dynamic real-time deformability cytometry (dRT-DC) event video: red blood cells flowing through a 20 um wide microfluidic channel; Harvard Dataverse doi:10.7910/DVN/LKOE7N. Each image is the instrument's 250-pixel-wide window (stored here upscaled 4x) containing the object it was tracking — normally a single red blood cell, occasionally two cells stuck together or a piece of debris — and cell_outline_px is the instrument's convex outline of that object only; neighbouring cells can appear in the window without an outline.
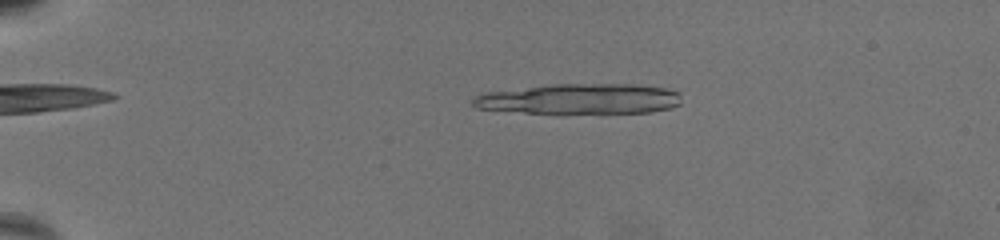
{"species": "common noctule bat (a hibernating species)", "species_latin": "Nyctalus noctula", "temperature_condition": "warm", "stored_images_in_passage": 53, "camera_frame_rate_fps": 3000, "um_per_image_px": 0.085, "animal": {"sex": "female", "body_mass_g": 19.5, "forearm_length_mm": 54.1}, "frame": {"image": 1, "passage_image": 15, "time_ms": 4.667, "image_size_px": [1000, 240], "cell_outline_px": [[680, 104], [668, 108], [648, 112], [524, 112], [476, 108], [472, 104], [472, 100], [476, 96], [484, 92], [552, 84], [636, 84], [664, 88], [680, 92]], "centroid_in_image_um": [49.27, 8.38], "position_along_channel_um": 35.7, "area_um2": 36.36}}